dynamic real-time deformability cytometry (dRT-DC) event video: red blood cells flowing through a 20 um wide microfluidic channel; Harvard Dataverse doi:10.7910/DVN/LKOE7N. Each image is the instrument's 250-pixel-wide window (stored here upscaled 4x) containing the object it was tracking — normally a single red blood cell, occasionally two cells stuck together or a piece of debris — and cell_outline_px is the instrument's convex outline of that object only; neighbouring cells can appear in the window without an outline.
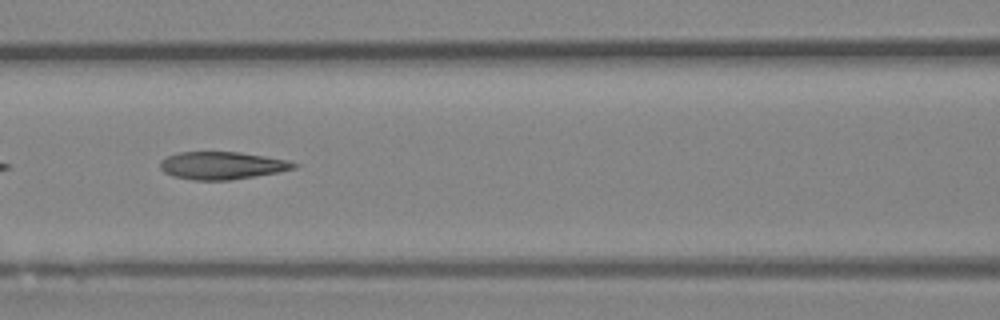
{"species": "Egyptian fruit bat (a non-hibernating species)", "species_latin": "Rousettus aegyptiacus", "temperature_condition": "room temperature", "stored_images_in_passage": 48, "camera_frame_rate_fps": 3000, "um_per_image_px": 0.085, "animal": {"sex": "female"}, "frame": {"image": 1, "passage_image": 21, "time_ms": 6.667, "image_size_px": [1000, 320], "cell_outline_px": [[300, 164], [296, 168], [280, 172], [232, 180], [192, 180], [172, 176], [164, 172], [160, 168], [160, 160], [168, 156], [180, 152], [240, 152], [288, 160]], "centroid_in_image_um": [18.89, 14.07], "position_along_channel_um": 147.7, "area_um2": 21.68}, "authors_computed_cell_mechanics": {"area_um2": 22.3975, "velocity_mm_per_s": 4.1345, "shape_relaxation_time_tau1_ms": null, "shape_relaxation_time_tau2_ms": 1.5329, "deformation_change_tau1": null, "deformation_change_tau2": 0.1107}}